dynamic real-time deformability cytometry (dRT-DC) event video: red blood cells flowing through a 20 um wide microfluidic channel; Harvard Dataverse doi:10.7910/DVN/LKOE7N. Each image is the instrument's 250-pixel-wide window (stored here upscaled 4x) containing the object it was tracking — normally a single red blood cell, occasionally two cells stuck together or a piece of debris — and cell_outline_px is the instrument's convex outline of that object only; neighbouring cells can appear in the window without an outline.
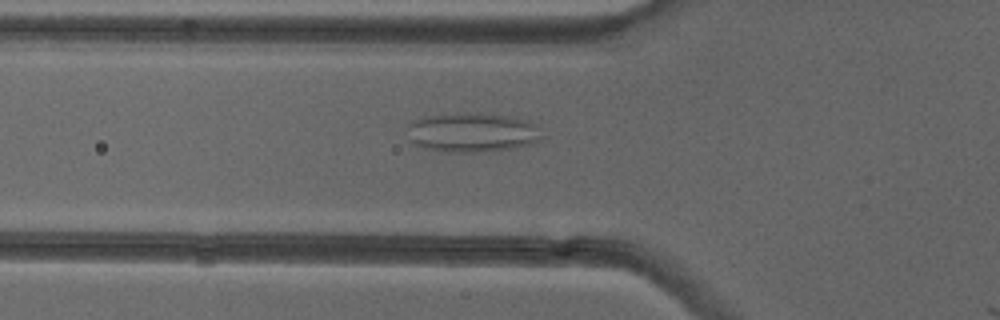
{"species": "common noctule bat (a hibernating species)", "species_latin": "Nyctalus noctula", "temperature_condition": "cold", "stored_images_in_passage": 10, "camera_frame_rate_fps": 3000, "um_per_image_px": 0.085, "animal": {"sex": "female"}, "frame": {"image": 1, "passage_image": 8, "time_ms": 2.333, "image_size_px": [1000, 320], "cell_outline_px": [[544, 136], [540, 140], [532, 144], [512, 148], [476, 152], [456, 152], [428, 148], [412, 144], [408, 124], [412, 120], [424, 116], [464, 112], [480, 112], [508, 116], [524, 120], [532, 124]], "centroid_in_image_um": [40.13, 11.24], "position_along_channel_um": 85.7, "area_um2": 30.69}}